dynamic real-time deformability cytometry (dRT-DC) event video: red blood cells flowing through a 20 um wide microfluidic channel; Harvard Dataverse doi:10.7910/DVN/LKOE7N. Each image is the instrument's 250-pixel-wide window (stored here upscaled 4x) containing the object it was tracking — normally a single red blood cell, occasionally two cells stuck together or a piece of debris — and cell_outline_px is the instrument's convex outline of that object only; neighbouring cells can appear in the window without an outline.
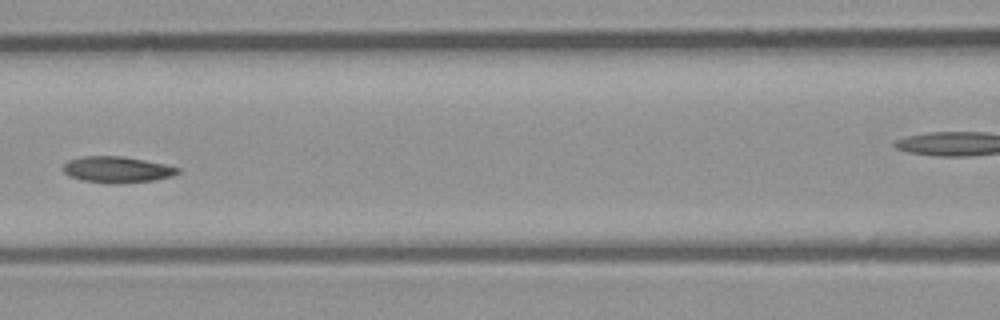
{"species": "common noctule bat (a hibernating species)", "species_latin": "Nyctalus noctula", "temperature_condition": "room temperature", "stored_images_in_passage": 9, "segment_of_instrument_passage": [1, 2], "camera_frame_rate_fps": 3000, "um_per_image_px": 0.085, "animal": {"sex": "male", "body_mass_g": 23.1, "forearm_length_mm": 52.7}, "frame": {"image": 1, "passage_image": 7, "time_ms": 2.0, "image_size_px": [1000, 320], "cell_outline_px": [[180, 172], [172, 176], [156, 180], [116, 184], [104, 184], [84, 180], [68, 176], [64, 172], [64, 164], [68, 160], [80, 156], [124, 156], [164, 164], [180, 168]], "centroid_in_image_um": [9.95, 14.42], "position_along_channel_um": 156.7, "area_um2": 17.69}}
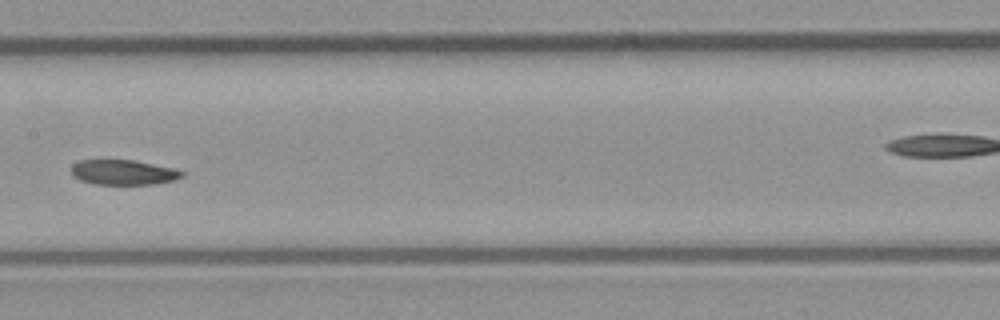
{"frame": {"image": 2, "passage_image": 8, "time_ms": 2.333, "image_size_px": [1000, 320], "cell_outline_px": [[184, 176], [176, 180], [156, 184], [96, 184], [80, 180], [72, 176], [72, 164], [80, 160], [132, 160], [176, 168], [184, 172]], "centroid_in_image_um": [10.52, 14.65], "position_along_channel_um": 196.9, "area_um2": 16.24}}